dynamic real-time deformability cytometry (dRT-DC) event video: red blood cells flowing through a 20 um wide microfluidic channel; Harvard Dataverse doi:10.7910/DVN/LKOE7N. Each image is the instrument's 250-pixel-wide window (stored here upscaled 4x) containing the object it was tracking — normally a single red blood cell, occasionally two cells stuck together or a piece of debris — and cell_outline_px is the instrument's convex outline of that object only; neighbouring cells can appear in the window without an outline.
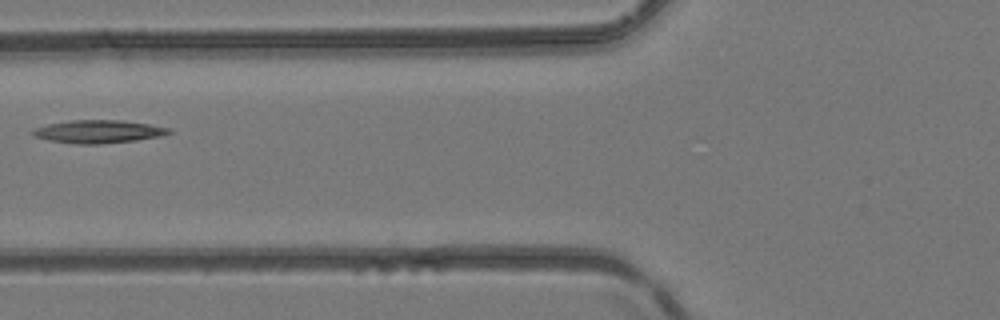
{"species": "common noctule bat (a hibernating species)", "species_latin": "Nyctalus noctula", "temperature_condition": "room temperature", "stored_images_in_passage": 4, "camera_frame_rate_fps": 3000, "um_per_image_px": 0.085, "animal": {"sex": "female", "body_mass_g": 24.6, "forearm_length_mm": 56.2}, "frame": {"image": 1, "passage_image": 4, "time_ms": 1.0, "image_size_px": [1000, 320], "cell_outline_px": [[172, 132], [160, 136], [136, 140], [100, 144], [80, 144], [48, 140], [32, 136], [28, 132], [36, 128], [48, 124], [72, 120], [124, 120], [148, 124], [168, 128]], "centroid_in_image_um": [8.31, 11.18], "position_along_channel_um": 117.5, "area_um2": 18.15}}